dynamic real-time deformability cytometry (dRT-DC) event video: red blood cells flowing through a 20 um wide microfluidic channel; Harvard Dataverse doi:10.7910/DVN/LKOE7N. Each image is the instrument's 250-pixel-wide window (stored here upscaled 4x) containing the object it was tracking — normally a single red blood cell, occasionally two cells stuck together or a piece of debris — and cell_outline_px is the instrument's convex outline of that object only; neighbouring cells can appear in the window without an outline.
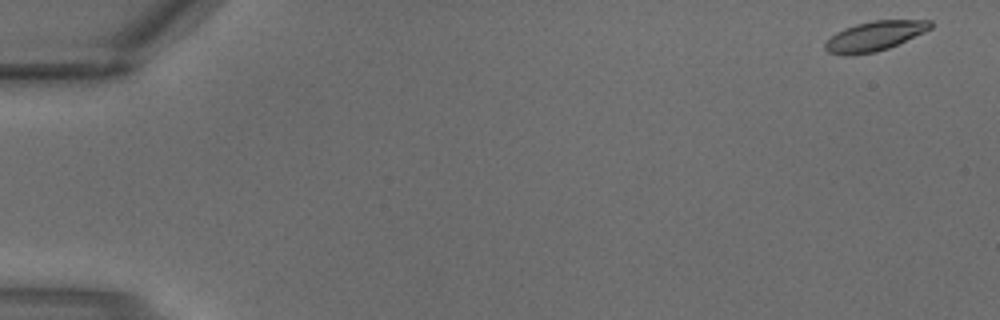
{"species": "common noctule bat (a hibernating species)", "species_latin": "Nyctalus noctula", "temperature_condition": "warm", "stored_images_in_passage": 3, "camera_frame_rate_fps": 3000, "um_per_image_px": 0.085, "animal": {"sex": "male", "body_mass_g": 18.8}, "frame": {"image": 1, "passage_image": 1, "time_ms": 0.0, "image_size_px": [1000, 320], "cell_outline_px": [[932, 28], [924, 32], [888, 48], [876, 52], [852, 56], [844, 56], [828, 52], [824, 48], [824, 44], [836, 32], [844, 28], [856, 24], [872, 20], [932, 20]], "centroid_in_image_um": [74.32, 3.07], "position_along_channel_um": 10.7, "area_um2": 18.26}}
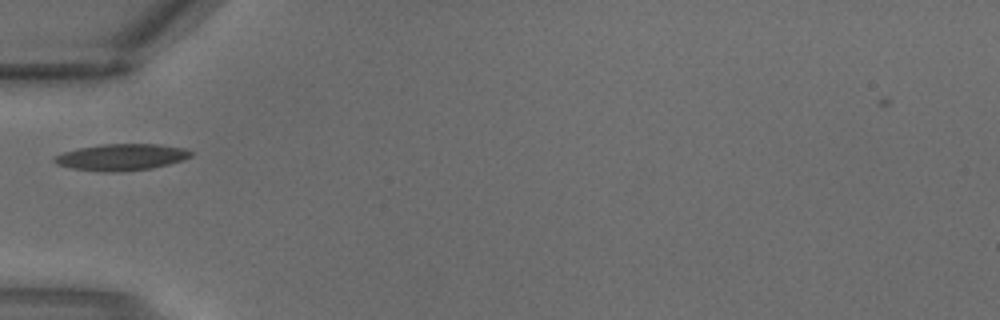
{"frame": {"image": 2, "passage_image": 3, "time_ms": 0.667, "image_size_px": [1000, 320], "cell_outline_px": [[192, 156], [184, 160], [152, 168], [116, 172], [104, 172], [72, 168], [56, 164], [52, 160], [56, 156], [64, 152], [80, 148], [100, 144], [160, 144], [188, 148], [192, 152]], "centroid_in_image_um": [10.37, 13.35], "position_along_channel_um": 74.6, "area_um2": 21.15}}